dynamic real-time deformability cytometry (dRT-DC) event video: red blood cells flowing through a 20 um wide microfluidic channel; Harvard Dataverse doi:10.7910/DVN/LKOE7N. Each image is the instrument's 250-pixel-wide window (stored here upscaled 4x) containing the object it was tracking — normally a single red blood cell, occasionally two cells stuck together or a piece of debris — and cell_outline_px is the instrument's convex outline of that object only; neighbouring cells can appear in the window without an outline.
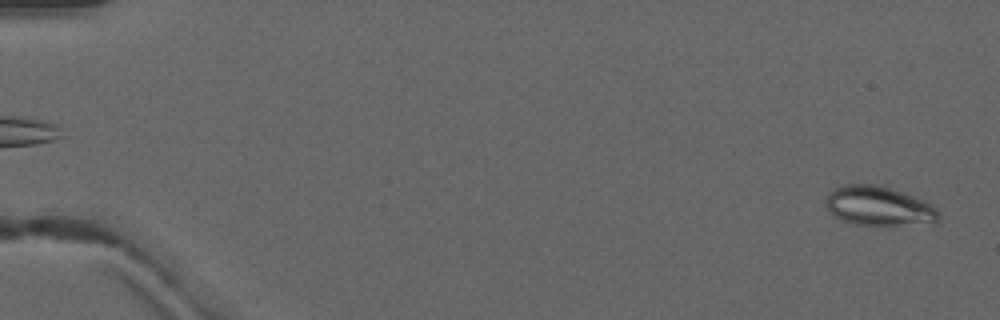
{"species": "common noctule bat (a hibernating species)", "species_latin": "Nyctalus noctula", "temperature_condition": "warm", "stored_images_in_passage": 5, "camera_frame_rate_fps": 3000, "um_per_image_px": 0.085, "animal": {"sex": "male", "forearm_length_mm": 52.5}, "frame": {"image": 1, "passage_image": 5, "time_ms": 4.667, "image_size_px": [1000, 320], "cell_outline_px": [[940, 216], [932, 224], [852, 224], [840, 220], [828, 212], [824, 200], [828, 192], [844, 184], [888, 180], [924, 200], [936, 208], [940, 212]], "centroid_in_image_um": [74.71, 17.4], "position_along_channel_um": 10.3, "area_um2": 27.69}}